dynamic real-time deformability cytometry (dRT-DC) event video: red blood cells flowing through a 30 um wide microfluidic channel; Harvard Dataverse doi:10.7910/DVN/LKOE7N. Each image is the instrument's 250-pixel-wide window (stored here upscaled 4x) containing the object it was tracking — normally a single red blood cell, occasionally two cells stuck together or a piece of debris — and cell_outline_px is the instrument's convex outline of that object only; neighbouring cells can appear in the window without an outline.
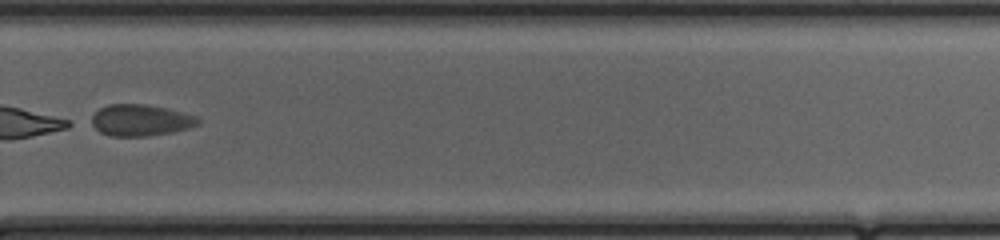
{"species": "common noctule bat (a hibernating species)", "species_latin": "Nyctalus noctula", "temperature_condition": "cold", "stored_images_in_passage": 36, "segment_of_instrument_passage": [2, 2], "camera_frame_rate_fps": 3000, "um_per_image_px": 0.085, "animal": {"sex": "female", "body_mass_g": 20.0, "forearm_length_mm": 54.0}, "frame": {"image": 1, "passage_image": 23, "time_ms": 7.333, "image_size_px": [1000, 240], "cell_outline_px": [[200, 124], [188, 128], [172, 132], [148, 136], [108, 136], [100, 132], [88, 124], [84, 120], [100, 108], [108, 104], [144, 104], [168, 108], [184, 112], [196, 116], [200, 120]], "centroid_in_image_um": [11.86, 10.22], "position_along_channel_um": 317.9, "area_um2": 20.11}}